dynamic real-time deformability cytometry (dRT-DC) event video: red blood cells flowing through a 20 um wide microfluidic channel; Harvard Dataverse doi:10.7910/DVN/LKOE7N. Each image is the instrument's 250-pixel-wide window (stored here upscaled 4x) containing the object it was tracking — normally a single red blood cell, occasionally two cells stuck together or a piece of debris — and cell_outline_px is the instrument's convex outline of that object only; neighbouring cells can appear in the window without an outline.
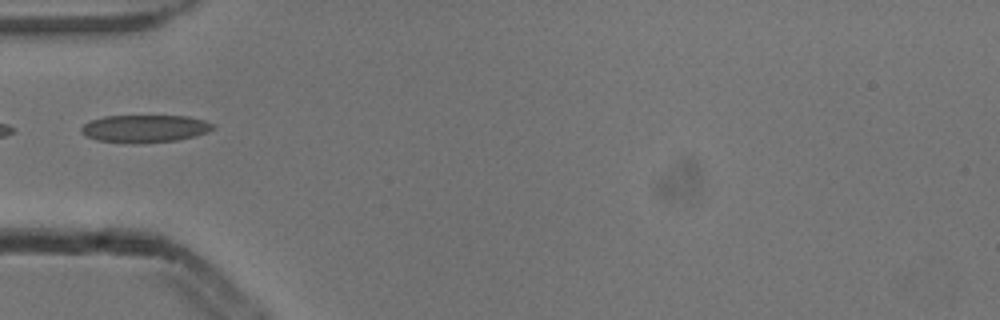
{"species": "common noctule bat (a hibernating species)", "species_latin": "Nyctalus noctula", "temperature_condition": "cold", "stored_images_in_passage": 2, "camera_frame_rate_fps": 3000, "um_per_image_px": 0.085, "animal": {"sex": "male", "body_mass_g": 13.3}, "frame": {"image": 1, "passage_image": 2, "time_ms": 0.333, "image_size_px": [1000, 320], "cell_outline_px": [[212, 128], [208, 132], [196, 136], [176, 140], [136, 144], [132, 144], [96, 140], [80, 132], [80, 128], [88, 120], [104, 116], [188, 116], [204, 120], [212, 124]], "centroid_in_image_um": [12.26, 10.94], "position_along_channel_um": 72.7, "area_um2": 21.27}}